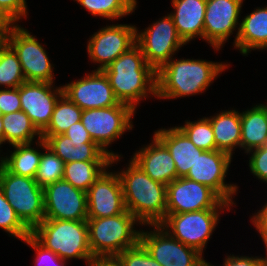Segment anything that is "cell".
<instances>
[{"mask_svg":"<svg viewBox=\"0 0 267 266\" xmlns=\"http://www.w3.org/2000/svg\"><path fill=\"white\" fill-rule=\"evenodd\" d=\"M180 59L171 58L156 72L157 99L171 100L204 93L230 66L204 59Z\"/></svg>","mask_w":267,"mask_h":266,"instance_id":"obj_1","label":"cell"},{"mask_svg":"<svg viewBox=\"0 0 267 266\" xmlns=\"http://www.w3.org/2000/svg\"><path fill=\"white\" fill-rule=\"evenodd\" d=\"M102 71L108 78L117 100L134 110L141 99L147 98L149 94L156 97V71L146 62L137 44Z\"/></svg>","mask_w":267,"mask_h":266,"instance_id":"obj_2","label":"cell"},{"mask_svg":"<svg viewBox=\"0 0 267 266\" xmlns=\"http://www.w3.org/2000/svg\"><path fill=\"white\" fill-rule=\"evenodd\" d=\"M120 178L124 203L143 225H158L166 218L167 186L151 179L136 163L116 172Z\"/></svg>","mask_w":267,"mask_h":266,"instance_id":"obj_3","label":"cell"},{"mask_svg":"<svg viewBox=\"0 0 267 266\" xmlns=\"http://www.w3.org/2000/svg\"><path fill=\"white\" fill-rule=\"evenodd\" d=\"M139 222L128 210L104 218H88V236L95 259L115 258L119 253L140 242L141 230H135Z\"/></svg>","mask_w":267,"mask_h":266,"instance_id":"obj_4","label":"cell"},{"mask_svg":"<svg viewBox=\"0 0 267 266\" xmlns=\"http://www.w3.org/2000/svg\"><path fill=\"white\" fill-rule=\"evenodd\" d=\"M31 235L64 260L83 259L88 266L95 259L89 245L87 221L44 219Z\"/></svg>","mask_w":267,"mask_h":266,"instance_id":"obj_5","label":"cell"},{"mask_svg":"<svg viewBox=\"0 0 267 266\" xmlns=\"http://www.w3.org/2000/svg\"><path fill=\"white\" fill-rule=\"evenodd\" d=\"M0 188L31 231L44 220V189L33 178L15 175L0 163Z\"/></svg>","mask_w":267,"mask_h":266,"instance_id":"obj_6","label":"cell"},{"mask_svg":"<svg viewBox=\"0 0 267 266\" xmlns=\"http://www.w3.org/2000/svg\"><path fill=\"white\" fill-rule=\"evenodd\" d=\"M135 110L123 103L112 107L82 110L81 123L92 140L111 157L120 155L107 148L127 130L133 128Z\"/></svg>","mask_w":267,"mask_h":266,"instance_id":"obj_7","label":"cell"},{"mask_svg":"<svg viewBox=\"0 0 267 266\" xmlns=\"http://www.w3.org/2000/svg\"><path fill=\"white\" fill-rule=\"evenodd\" d=\"M225 209H205L180 214H166L159 224L172 237L195 248L201 254Z\"/></svg>","mask_w":267,"mask_h":266,"instance_id":"obj_8","label":"cell"},{"mask_svg":"<svg viewBox=\"0 0 267 266\" xmlns=\"http://www.w3.org/2000/svg\"><path fill=\"white\" fill-rule=\"evenodd\" d=\"M136 44L146 62L157 72L186 43L178 35L170 14L165 15L140 33L136 29ZM175 53V54H174Z\"/></svg>","mask_w":267,"mask_h":266,"instance_id":"obj_9","label":"cell"},{"mask_svg":"<svg viewBox=\"0 0 267 266\" xmlns=\"http://www.w3.org/2000/svg\"><path fill=\"white\" fill-rule=\"evenodd\" d=\"M230 203L225 202L214 190L206 185L177 178L167 185L166 214H180L205 209H227Z\"/></svg>","mask_w":267,"mask_h":266,"instance_id":"obj_10","label":"cell"},{"mask_svg":"<svg viewBox=\"0 0 267 266\" xmlns=\"http://www.w3.org/2000/svg\"><path fill=\"white\" fill-rule=\"evenodd\" d=\"M140 232V243L161 266H207L202 254L172 237L159 224Z\"/></svg>","mask_w":267,"mask_h":266,"instance_id":"obj_11","label":"cell"},{"mask_svg":"<svg viewBox=\"0 0 267 266\" xmlns=\"http://www.w3.org/2000/svg\"><path fill=\"white\" fill-rule=\"evenodd\" d=\"M5 42L17 54L27 82L54 83L53 66L47 52L27 29L18 24Z\"/></svg>","mask_w":267,"mask_h":266,"instance_id":"obj_12","label":"cell"},{"mask_svg":"<svg viewBox=\"0 0 267 266\" xmlns=\"http://www.w3.org/2000/svg\"><path fill=\"white\" fill-rule=\"evenodd\" d=\"M231 161L232 157L225 152L203 151L185 178L208 186L225 202L235 205L232 197L237 194L238 186L225 183Z\"/></svg>","mask_w":267,"mask_h":266,"instance_id":"obj_13","label":"cell"},{"mask_svg":"<svg viewBox=\"0 0 267 266\" xmlns=\"http://www.w3.org/2000/svg\"><path fill=\"white\" fill-rule=\"evenodd\" d=\"M136 26L127 24L106 25L95 32L88 41L87 52L96 70H103L136 44Z\"/></svg>","mask_w":267,"mask_h":266,"instance_id":"obj_14","label":"cell"},{"mask_svg":"<svg viewBox=\"0 0 267 266\" xmlns=\"http://www.w3.org/2000/svg\"><path fill=\"white\" fill-rule=\"evenodd\" d=\"M44 219L87 221L86 192L61 179L44 188Z\"/></svg>","mask_w":267,"mask_h":266,"instance_id":"obj_15","label":"cell"},{"mask_svg":"<svg viewBox=\"0 0 267 266\" xmlns=\"http://www.w3.org/2000/svg\"><path fill=\"white\" fill-rule=\"evenodd\" d=\"M244 0H207L203 40L215 50L221 46L237 28L239 30V15ZM238 25V26H237Z\"/></svg>","mask_w":267,"mask_h":266,"instance_id":"obj_16","label":"cell"},{"mask_svg":"<svg viewBox=\"0 0 267 266\" xmlns=\"http://www.w3.org/2000/svg\"><path fill=\"white\" fill-rule=\"evenodd\" d=\"M62 87L63 94L82 110L112 107L119 103L108 78L101 70H93Z\"/></svg>","mask_w":267,"mask_h":266,"instance_id":"obj_17","label":"cell"},{"mask_svg":"<svg viewBox=\"0 0 267 266\" xmlns=\"http://www.w3.org/2000/svg\"><path fill=\"white\" fill-rule=\"evenodd\" d=\"M106 169L86 192L88 218L111 217L126 211L118 174Z\"/></svg>","mask_w":267,"mask_h":266,"instance_id":"obj_18","label":"cell"},{"mask_svg":"<svg viewBox=\"0 0 267 266\" xmlns=\"http://www.w3.org/2000/svg\"><path fill=\"white\" fill-rule=\"evenodd\" d=\"M53 84L55 83L26 81L20 85L21 110L40 133L50 123L56 102L63 94V87H54Z\"/></svg>","mask_w":267,"mask_h":266,"instance_id":"obj_19","label":"cell"},{"mask_svg":"<svg viewBox=\"0 0 267 266\" xmlns=\"http://www.w3.org/2000/svg\"><path fill=\"white\" fill-rule=\"evenodd\" d=\"M131 160L151 179L166 186L177 179L175 162L167 147L154 135L149 145L133 153Z\"/></svg>","mask_w":267,"mask_h":266,"instance_id":"obj_20","label":"cell"},{"mask_svg":"<svg viewBox=\"0 0 267 266\" xmlns=\"http://www.w3.org/2000/svg\"><path fill=\"white\" fill-rule=\"evenodd\" d=\"M46 145L63 162L111 161V156L94 141H73L64 134L42 136Z\"/></svg>","mask_w":267,"mask_h":266,"instance_id":"obj_21","label":"cell"},{"mask_svg":"<svg viewBox=\"0 0 267 266\" xmlns=\"http://www.w3.org/2000/svg\"><path fill=\"white\" fill-rule=\"evenodd\" d=\"M207 0H172L174 13H170L178 35L187 44L199 37L203 39Z\"/></svg>","mask_w":267,"mask_h":266,"instance_id":"obj_22","label":"cell"},{"mask_svg":"<svg viewBox=\"0 0 267 266\" xmlns=\"http://www.w3.org/2000/svg\"><path fill=\"white\" fill-rule=\"evenodd\" d=\"M154 135L169 150L175 162L177 178L185 177L203 150L197 148L177 126L159 129Z\"/></svg>","mask_w":267,"mask_h":266,"instance_id":"obj_23","label":"cell"},{"mask_svg":"<svg viewBox=\"0 0 267 266\" xmlns=\"http://www.w3.org/2000/svg\"><path fill=\"white\" fill-rule=\"evenodd\" d=\"M233 45L244 56L251 50L267 49V6L257 7L240 21Z\"/></svg>","mask_w":267,"mask_h":266,"instance_id":"obj_24","label":"cell"},{"mask_svg":"<svg viewBox=\"0 0 267 266\" xmlns=\"http://www.w3.org/2000/svg\"><path fill=\"white\" fill-rule=\"evenodd\" d=\"M213 128L216 150L225 152L231 157L233 150L240 148L241 141V118L240 112L225 110L208 117Z\"/></svg>","mask_w":267,"mask_h":266,"instance_id":"obj_25","label":"cell"},{"mask_svg":"<svg viewBox=\"0 0 267 266\" xmlns=\"http://www.w3.org/2000/svg\"><path fill=\"white\" fill-rule=\"evenodd\" d=\"M240 148L245 153L267 145V104H259L240 113Z\"/></svg>","mask_w":267,"mask_h":266,"instance_id":"obj_26","label":"cell"},{"mask_svg":"<svg viewBox=\"0 0 267 266\" xmlns=\"http://www.w3.org/2000/svg\"><path fill=\"white\" fill-rule=\"evenodd\" d=\"M120 158L121 155L112 157L111 161H75L66 163L63 179L73 187L87 192L100 175L112 164L120 161Z\"/></svg>","mask_w":267,"mask_h":266,"instance_id":"obj_27","label":"cell"},{"mask_svg":"<svg viewBox=\"0 0 267 266\" xmlns=\"http://www.w3.org/2000/svg\"><path fill=\"white\" fill-rule=\"evenodd\" d=\"M3 123V143L10 145L31 143L36 138L41 139L42 135L32 123L28 115L23 111L4 114Z\"/></svg>","mask_w":267,"mask_h":266,"instance_id":"obj_28","label":"cell"},{"mask_svg":"<svg viewBox=\"0 0 267 266\" xmlns=\"http://www.w3.org/2000/svg\"><path fill=\"white\" fill-rule=\"evenodd\" d=\"M33 143L12 145L14 151H11L10 156L0 157V163L15 175L34 179L42 152L32 148Z\"/></svg>","mask_w":267,"mask_h":266,"instance_id":"obj_29","label":"cell"},{"mask_svg":"<svg viewBox=\"0 0 267 266\" xmlns=\"http://www.w3.org/2000/svg\"><path fill=\"white\" fill-rule=\"evenodd\" d=\"M82 109L62 94L54 107L50 123L42 136L63 134L71 125L81 121Z\"/></svg>","mask_w":267,"mask_h":266,"instance_id":"obj_30","label":"cell"},{"mask_svg":"<svg viewBox=\"0 0 267 266\" xmlns=\"http://www.w3.org/2000/svg\"><path fill=\"white\" fill-rule=\"evenodd\" d=\"M36 145L40 146L42 152L39 166L34 180L41 188L63 179L65 162H63L50 148L47 147L43 138L37 139Z\"/></svg>","mask_w":267,"mask_h":266,"instance_id":"obj_31","label":"cell"},{"mask_svg":"<svg viewBox=\"0 0 267 266\" xmlns=\"http://www.w3.org/2000/svg\"><path fill=\"white\" fill-rule=\"evenodd\" d=\"M93 16L119 19L132 14L137 8V0H75Z\"/></svg>","mask_w":267,"mask_h":266,"instance_id":"obj_32","label":"cell"},{"mask_svg":"<svg viewBox=\"0 0 267 266\" xmlns=\"http://www.w3.org/2000/svg\"><path fill=\"white\" fill-rule=\"evenodd\" d=\"M24 82L26 80L18 56L5 42L0 47V86L18 88Z\"/></svg>","mask_w":267,"mask_h":266,"instance_id":"obj_33","label":"cell"},{"mask_svg":"<svg viewBox=\"0 0 267 266\" xmlns=\"http://www.w3.org/2000/svg\"><path fill=\"white\" fill-rule=\"evenodd\" d=\"M199 149L203 151L216 150L214 132L210 119L199 118L198 121H186L185 125L177 126Z\"/></svg>","mask_w":267,"mask_h":266,"instance_id":"obj_34","label":"cell"},{"mask_svg":"<svg viewBox=\"0 0 267 266\" xmlns=\"http://www.w3.org/2000/svg\"><path fill=\"white\" fill-rule=\"evenodd\" d=\"M0 228L12 237L22 241L29 235L31 230L20 220L13 207L9 204L0 188Z\"/></svg>","mask_w":267,"mask_h":266,"instance_id":"obj_35","label":"cell"},{"mask_svg":"<svg viewBox=\"0 0 267 266\" xmlns=\"http://www.w3.org/2000/svg\"><path fill=\"white\" fill-rule=\"evenodd\" d=\"M115 259L121 266H161L140 242L119 253Z\"/></svg>","mask_w":267,"mask_h":266,"instance_id":"obj_36","label":"cell"},{"mask_svg":"<svg viewBox=\"0 0 267 266\" xmlns=\"http://www.w3.org/2000/svg\"><path fill=\"white\" fill-rule=\"evenodd\" d=\"M28 246H31L36 251V258L34 259V266H64L66 265L64 260L60 258L56 253L46 249L41 245L32 235L27 236L24 240Z\"/></svg>","mask_w":267,"mask_h":266,"instance_id":"obj_37","label":"cell"},{"mask_svg":"<svg viewBox=\"0 0 267 266\" xmlns=\"http://www.w3.org/2000/svg\"><path fill=\"white\" fill-rule=\"evenodd\" d=\"M248 153L252 154L249 158L251 173L260 181L267 183V145L252 149Z\"/></svg>","mask_w":267,"mask_h":266,"instance_id":"obj_38","label":"cell"},{"mask_svg":"<svg viewBox=\"0 0 267 266\" xmlns=\"http://www.w3.org/2000/svg\"><path fill=\"white\" fill-rule=\"evenodd\" d=\"M21 110L20 86L18 88L0 89L1 114H9Z\"/></svg>","mask_w":267,"mask_h":266,"instance_id":"obj_39","label":"cell"},{"mask_svg":"<svg viewBox=\"0 0 267 266\" xmlns=\"http://www.w3.org/2000/svg\"><path fill=\"white\" fill-rule=\"evenodd\" d=\"M26 0H0V8L7 12L16 22L28 15Z\"/></svg>","mask_w":267,"mask_h":266,"instance_id":"obj_40","label":"cell"},{"mask_svg":"<svg viewBox=\"0 0 267 266\" xmlns=\"http://www.w3.org/2000/svg\"><path fill=\"white\" fill-rule=\"evenodd\" d=\"M267 255V254H266ZM207 266H214L207 262ZM223 266H267V257L231 256L225 258Z\"/></svg>","mask_w":267,"mask_h":266,"instance_id":"obj_41","label":"cell"},{"mask_svg":"<svg viewBox=\"0 0 267 266\" xmlns=\"http://www.w3.org/2000/svg\"><path fill=\"white\" fill-rule=\"evenodd\" d=\"M251 222L254 227H256L255 229L259 232L267 253V201L257 213H254L251 217Z\"/></svg>","mask_w":267,"mask_h":266,"instance_id":"obj_42","label":"cell"},{"mask_svg":"<svg viewBox=\"0 0 267 266\" xmlns=\"http://www.w3.org/2000/svg\"><path fill=\"white\" fill-rule=\"evenodd\" d=\"M63 134L73 141H93L81 121L71 125Z\"/></svg>","mask_w":267,"mask_h":266,"instance_id":"obj_43","label":"cell"},{"mask_svg":"<svg viewBox=\"0 0 267 266\" xmlns=\"http://www.w3.org/2000/svg\"><path fill=\"white\" fill-rule=\"evenodd\" d=\"M17 25V22L7 12L0 8V36L4 40H6Z\"/></svg>","mask_w":267,"mask_h":266,"instance_id":"obj_44","label":"cell"},{"mask_svg":"<svg viewBox=\"0 0 267 266\" xmlns=\"http://www.w3.org/2000/svg\"><path fill=\"white\" fill-rule=\"evenodd\" d=\"M88 266H121L115 258L94 259Z\"/></svg>","mask_w":267,"mask_h":266,"instance_id":"obj_45","label":"cell"},{"mask_svg":"<svg viewBox=\"0 0 267 266\" xmlns=\"http://www.w3.org/2000/svg\"><path fill=\"white\" fill-rule=\"evenodd\" d=\"M3 144V123L2 117L0 116V147Z\"/></svg>","mask_w":267,"mask_h":266,"instance_id":"obj_46","label":"cell"},{"mask_svg":"<svg viewBox=\"0 0 267 266\" xmlns=\"http://www.w3.org/2000/svg\"><path fill=\"white\" fill-rule=\"evenodd\" d=\"M5 43V40L0 36V47Z\"/></svg>","mask_w":267,"mask_h":266,"instance_id":"obj_47","label":"cell"}]
</instances>
